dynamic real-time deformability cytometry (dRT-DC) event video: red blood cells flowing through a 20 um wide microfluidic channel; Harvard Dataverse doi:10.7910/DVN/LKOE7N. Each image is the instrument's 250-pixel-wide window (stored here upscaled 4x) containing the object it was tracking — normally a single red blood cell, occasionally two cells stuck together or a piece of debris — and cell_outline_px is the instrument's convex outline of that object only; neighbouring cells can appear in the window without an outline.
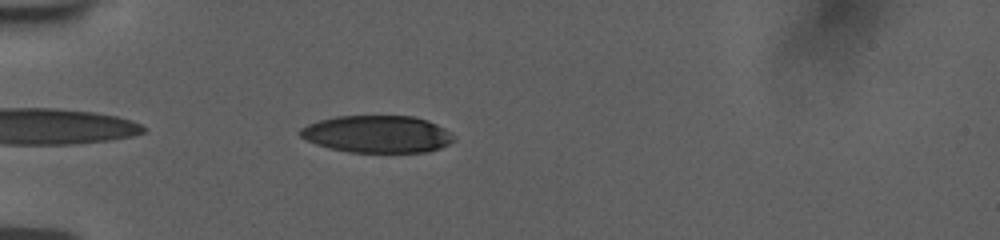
{"species": "human", "species_latin": "Homo sapiens", "temperature_condition": "room temperature", "stored_images_in_passage": 41, "camera_frame_rate_fps": 3000, "um_per_image_px": 0.085, "donor": {"sex": "female"}, "frame": {"image": 1, "passage_image": 3, "time_ms": 0.667, "image_size_px": [1000, 240], "cell_outline_px": [[456, 140], [440, 148], [424, 152], [348, 152], [328, 148], [316, 144], [300, 136], [300, 128], [308, 124], [320, 120], [336, 116], [412, 116], [428, 120], [444, 128], [456, 136]], "centroid_in_image_um": [32.09, 11.4], "position_along_channel_um": 52.9, "area_um2": 33.35}}
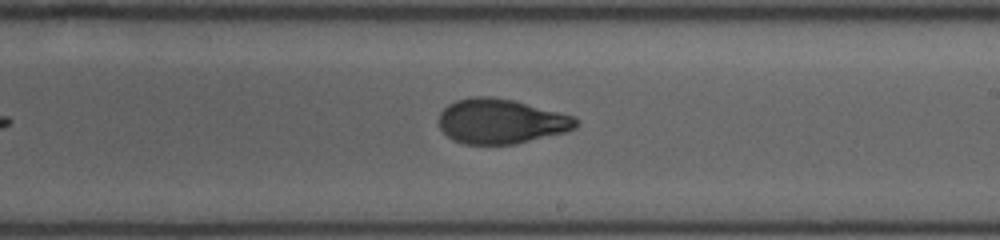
{"frame": {"image": 2, "passage_image": 20, "time_ms": 6.333, "image_size_px": [1000, 240], "cell_outline_px": [[580, 124], [576, 128], [568, 132], [516, 144], [464, 144], [452, 140], [440, 128], [440, 112], [448, 104], [456, 100], [472, 96], [492, 96], [512, 100], [576, 116], [580, 120]], "centroid_in_image_um": [42.64, 10.31], "position_along_channel_um": 246.4, "area_um2": 36.18}}
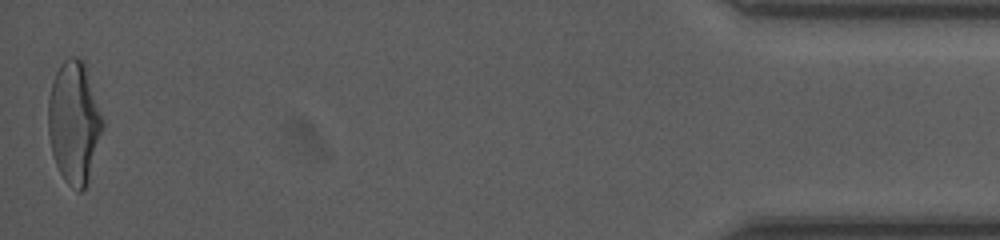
{"frame": {"image": 3, "passage_image": 41, "time_ms": 13.333, "image_size_px": [1000, 240], "cell_outline_px": [[104, 128], [88, 184], [80, 192], [72, 188], [64, 180], [56, 164], [52, 152], [48, 132], [48, 100], [52, 84], [56, 72], [60, 64], [68, 56], [76, 56], [84, 60], [104, 120]], "centroid_in_image_um": [6.32, 10.4], "position_along_channel_um": 428.9, "area_um2": 39.19}, "authors_computed_cell_mechanics": {"area_um2": 36.2406, "velocity_mm_per_s": 3.7535, "shape_relaxation_time_tau1_ms": 8.0393, "shape_relaxation_time_tau2_ms": 1.3965, "deformation_change_tau1": 0.2731, "deformation_change_tau2": 0.0744}}